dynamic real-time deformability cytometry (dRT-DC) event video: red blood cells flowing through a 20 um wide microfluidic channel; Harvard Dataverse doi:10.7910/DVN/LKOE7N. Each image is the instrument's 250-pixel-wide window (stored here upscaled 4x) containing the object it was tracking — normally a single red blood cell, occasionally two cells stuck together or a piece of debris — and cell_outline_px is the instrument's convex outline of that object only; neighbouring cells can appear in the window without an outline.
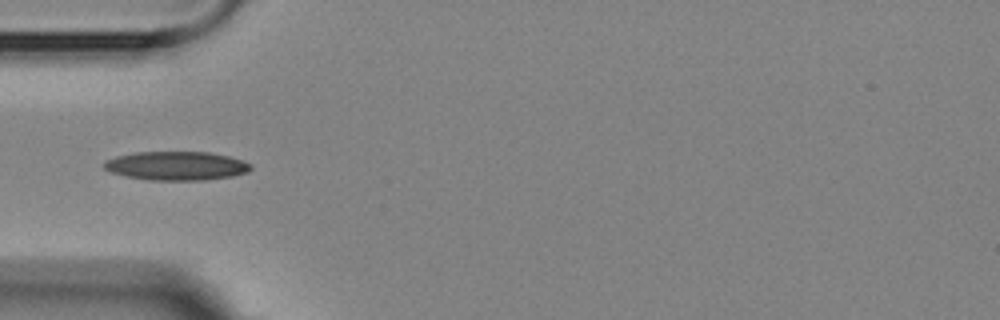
{"species": "Egyptian fruit bat (a non-hibernating species)", "species_latin": "Rousettus aegyptiacus", "temperature_condition": "room temperature", "stored_images_in_passage": 6, "camera_frame_rate_fps": 3000, "um_per_image_px": 0.085, "animal": {"sex": "female"}, "frame": {"image": 1, "passage_image": 6, "time_ms": 5.667, "image_size_px": [1000, 320], "cell_outline_px": [[252, 168], [248, 172], [232, 176], [204, 180], [148, 180], [128, 176], [112, 172], [104, 168], [104, 160], [116, 156], [136, 152], [208, 152], [228, 156], [252, 164]], "centroid_in_image_um": [15.0, 14.09], "position_along_channel_um": 70.0, "area_um2": 24.51}}